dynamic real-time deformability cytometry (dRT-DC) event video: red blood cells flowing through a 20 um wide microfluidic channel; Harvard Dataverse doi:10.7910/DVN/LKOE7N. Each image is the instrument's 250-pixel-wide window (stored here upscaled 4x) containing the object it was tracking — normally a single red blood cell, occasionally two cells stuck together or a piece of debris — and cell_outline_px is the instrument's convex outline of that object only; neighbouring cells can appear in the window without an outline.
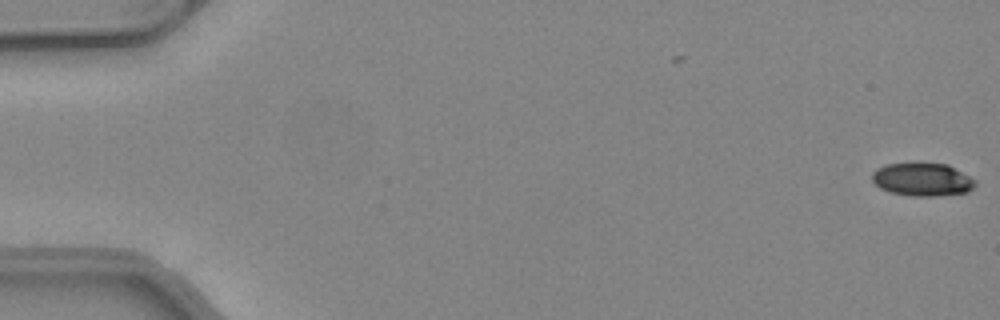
{"species": "common noctule bat (a hibernating species)", "species_latin": "Nyctalus noctula", "temperature_condition": "warm", "stored_images_in_passage": 2, "camera_frame_rate_fps": 3000, "um_per_image_px": 0.085, "animal": {"sex": "female", "body_mass_g": 24.6, "forearm_length_mm": 56.2}, "frame": {"image": 1, "passage_image": 2, "time_ms": 0.333, "image_size_px": [1000, 320], "cell_outline_px": [[976, 184], [968, 192], [936, 196], [912, 196], [892, 192], [880, 188], [872, 180], [872, 172], [876, 168], [884, 164], [948, 164], [976, 180]], "centroid_in_image_um": [78.4, 15.26], "position_along_channel_um": 6.6, "area_um2": 19.71}}